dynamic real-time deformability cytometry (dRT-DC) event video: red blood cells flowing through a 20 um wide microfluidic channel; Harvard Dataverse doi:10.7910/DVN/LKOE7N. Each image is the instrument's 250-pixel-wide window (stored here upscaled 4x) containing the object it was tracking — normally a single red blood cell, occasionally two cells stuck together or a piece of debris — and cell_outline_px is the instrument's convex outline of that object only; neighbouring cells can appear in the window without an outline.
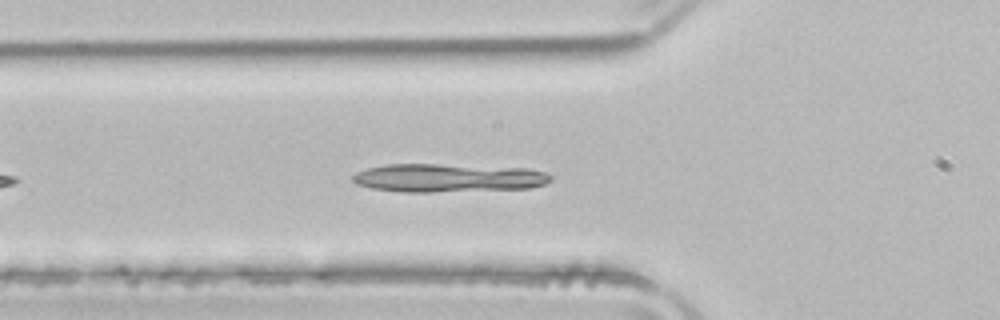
{"species": "common noctule bat (a hibernating species)", "species_latin": "Nyctalus noctula", "temperature_condition": "room temperature", "stored_images_in_passage": 41, "camera_frame_rate_fps": 3000, "um_per_image_px": 0.085, "animal": {"sex": "male", "body_mass_g": 21.5, "forearm_length_mm": 52.0}, "frame": {"image": 1, "passage_image": 7, "time_ms": 2.0, "image_size_px": [1000, 320], "cell_outline_px": [[552, 180], [544, 184], [532, 188], [432, 192], [400, 192], [372, 188], [356, 184], [352, 180], [352, 176], [356, 172], [368, 168], [384, 164], [436, 164], [528, 168], [544, 172], [552, 176]], "centroid_in_image_um": [38.08, 15.12], "position_along_channel_um": 87.7, "area_um2": 32.89}}
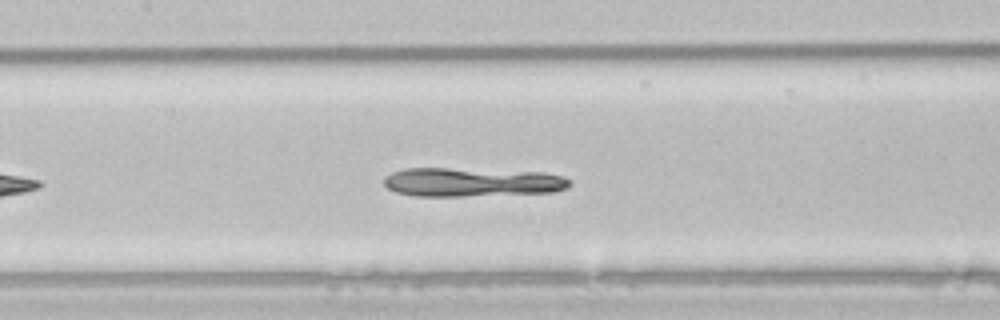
{"frame": {"image": 2, "passage_image": 13, "time_ms": 4.0, "image_size_px": [1000, 320], "cell_outline_px": [[572, 184], [568, 188], [556, 192], [464, 196], [412, 196], [396, 192], [388, 188], [384, 184], [384, 176], [392, 172], [404, 168], [448, 168], [544, 172], [560, 176], [568, 180]], "centroid_in_image_um": [40.09, 15.48], "position_along_channel_um": 167.3, "area_um2": 31.44}}
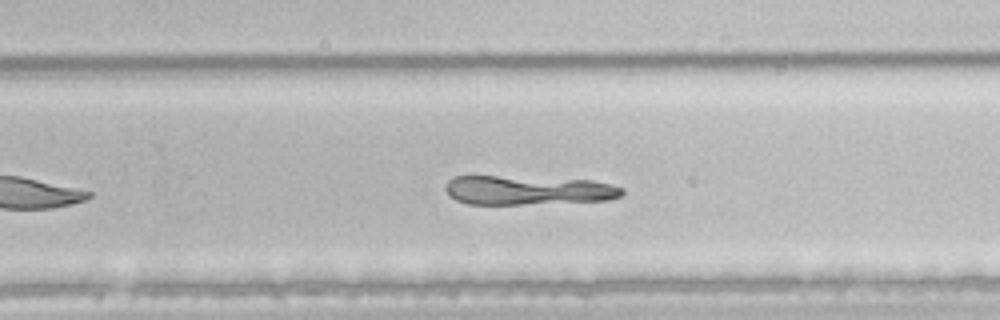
{"frame": {"image": 3, "passage_image": 22, "time_ms": 7.0, "image_size_px": [1000, 320], "cell_outline_px": [[624, 192], [620, 196], [608, 200], [524, 204], [468, 204], [456, 200], [448, 196], [444, 188], [448, 180], [452, 176], [496, 176], [592, 180], [612, 184], [624, 188]], "centroid_in_image_um": [44.84, 16.17], "position_along_channel_um": 285.0, "area_um2": 30.11}}